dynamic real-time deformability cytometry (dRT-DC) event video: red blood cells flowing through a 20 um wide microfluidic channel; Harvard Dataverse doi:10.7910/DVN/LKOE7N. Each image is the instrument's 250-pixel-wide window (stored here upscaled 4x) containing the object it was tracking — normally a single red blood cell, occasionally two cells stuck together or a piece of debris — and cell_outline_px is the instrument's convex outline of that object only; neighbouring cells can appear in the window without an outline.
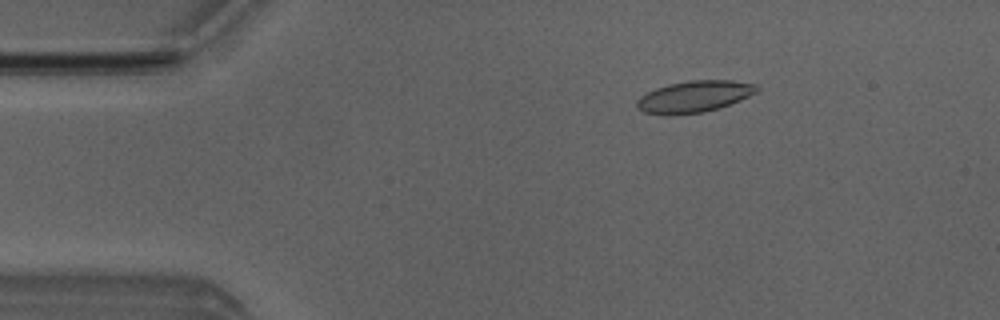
{"species": "Egyptian fruit bat (a non-hibernating species)", "species_latin": "Rousettus aegyptiacus", "temperature_condition": "room temperature", "stored_images_in_passage": 4, "camera_frame_rate_fps": 3000, "um_per_image_px": 0.085, "animal": {"sex": "male"}, "frame": {"image": 1, "passage_image": 3, "time_ms": 2.333, "image_size_px": [1000, 320], "cell_outline_px": [[760, 88], [756, 92], [740, 100], [720, 108], [704, 112], [676, 116], [664, 116], [644, 112], [636, 108], [636, 100], [640, 96], [656, 88], [668, 84], [688, 80], [732, 80], [756, 84]], "centroid_in_image_um": [58.97, 8.23], "position_along_channel_um": 26.0, "area_um2": 22.48}}